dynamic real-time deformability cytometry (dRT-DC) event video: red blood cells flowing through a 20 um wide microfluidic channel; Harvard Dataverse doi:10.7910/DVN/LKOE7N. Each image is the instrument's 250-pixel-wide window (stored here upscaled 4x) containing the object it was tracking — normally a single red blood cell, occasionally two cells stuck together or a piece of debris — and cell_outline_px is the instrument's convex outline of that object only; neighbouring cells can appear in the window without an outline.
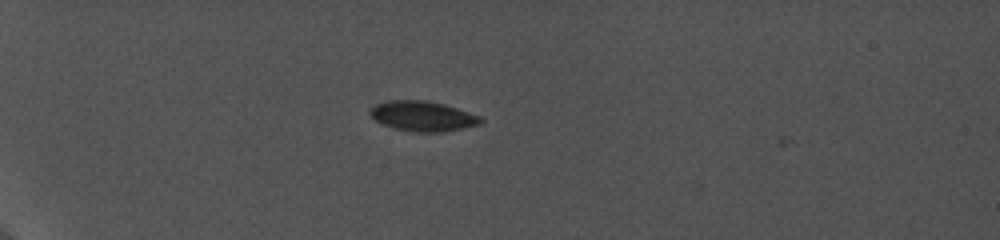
{"species": "common noctule bat (a hibernating species)", "species_latin": "Nyctalus noctula", "temperature_condition": "cold", "stored_images_in_passage": 3, "camera_frame_rate_fps": 5000, "um_per_image_px": 0.085, "animal": {"sex": "female", "body_mass_g": 19.0, "forearm_length_mm": 56.7}, "frame": {"image": 1, "passage_image": 2, "time_ms": 0.2, "image_size_px": [1000, 240], "cell_outline_px": [[484, 120], [480, 124], [440, 132], [412, 132], [396, 128], [384, 124], [376, 120], [368, 112], [368, 108], [376, 104], [388, 100], [428, 100], [444, 104], [480, 116]], "centroid_in_image_um": [35.9, 9.85], "position_along_channel_um": 49.1, "area_um2": 19.25}}